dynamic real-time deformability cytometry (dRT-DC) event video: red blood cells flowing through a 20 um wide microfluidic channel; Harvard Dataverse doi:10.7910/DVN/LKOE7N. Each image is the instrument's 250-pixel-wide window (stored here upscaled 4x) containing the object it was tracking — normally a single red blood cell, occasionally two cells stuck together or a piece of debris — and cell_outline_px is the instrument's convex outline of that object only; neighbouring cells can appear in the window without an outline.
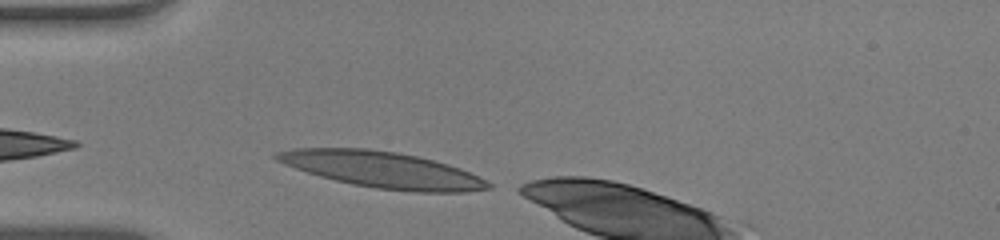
{"species": "human", "species_latin": "Homo sapiens", "temperature_condition": "warm", "stored_images_in_passage": 29, "camera_frame_rate_fps": 3000, "um_per_image_px": 0.085, "donor": {"sex": "male"}, "frame": {"image": 1, "passage_image": 1, "time_ms": 0.0, "image_size_px": [1000, 240], "cell_outline_px": [[492, 188], [464, 192], [412, 192], [376, 188], [352, 184], [320, 176], [284, 164], [276, 160], [272, 156], [276, 152], [292, 148], [368, 148], [396, 152], [416, 156], [448, 164], [460, 168], [492, 184]], "centroid_in_image_um": [32.48, 14.42], "position_along_channel_um": 52.5, "area_um2": 44.27}}
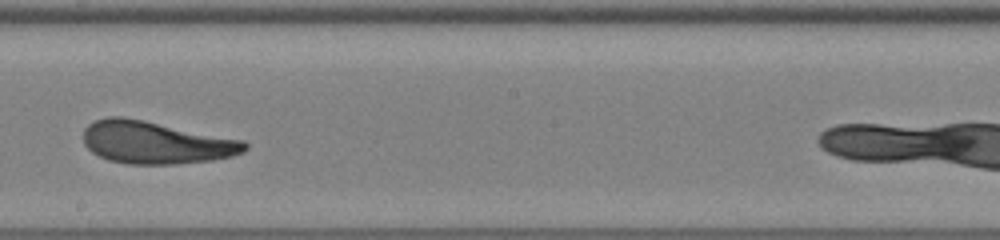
{"frame": {"image": 2, "passage_image": 16, "time_ms": 5.0, "image_size_px": [1000, 240], "cell_outline_px": [[248, 148], [244, 152], [232, 156], [212, 160], [176, 164], [128, 164], [108, 160], [92, 152], [84, 144], [84, 128], [88, 124], [96, 120], [108, 116], [124, 116], [244, 140], [248, 144]], "centroid_in_image_um": [13.25, 12.11], "position_along_channel_um": 235.0, "area_um2": 40.11}}
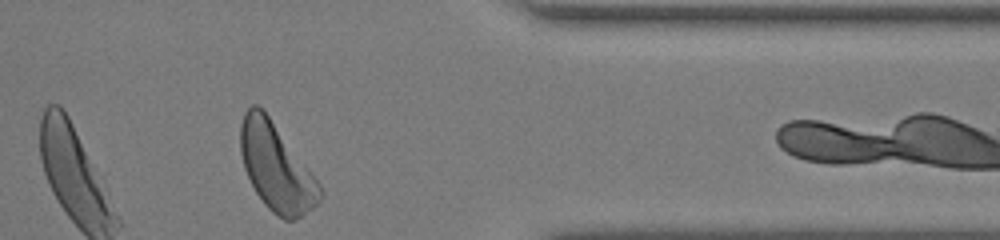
{"frame": {"image": 3, "passage_image": 29, "time_ms": 9.333, "image_size_px": [1000, 240], "cell_outline_px": [[324, 192], [320, 200], [312, 208], [300, 216], [292, 220], [284, 220], [272, 212], [264, 204], [256, 192], [244, 168], [240, 152], [240, 124], [244, 112], [252, 104], [256, 104], [264, 108], [320, 184]], "centroid_in_image_um": [23.47, 14.18], "position_along_channel_um": 387.9, "area_um2": 40.29}, "authors_computed_cell_mechanics": {"area_um2": 39.882, "velocity_mm_per_s": 3.8964, "shape_relaxation_time_tau1_ms": 4.5493, "shape_relaxation_time_tau2_ms": 2.6194, "deformation_change_tau1": 0.2001, "deformation_change_tau2": 0.1134}}